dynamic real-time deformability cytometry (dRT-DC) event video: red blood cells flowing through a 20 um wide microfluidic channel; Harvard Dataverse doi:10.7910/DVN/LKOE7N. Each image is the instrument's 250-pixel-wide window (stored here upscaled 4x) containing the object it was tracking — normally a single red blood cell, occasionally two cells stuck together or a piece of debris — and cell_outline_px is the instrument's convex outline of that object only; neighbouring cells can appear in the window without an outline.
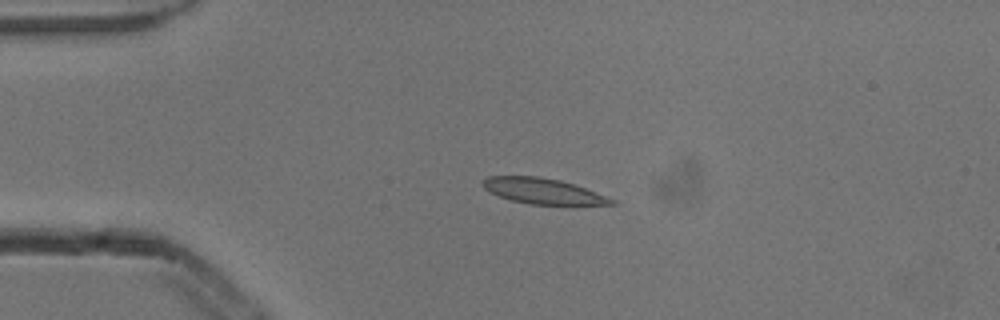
{"species": "common noctule bat (a hibernating species)", "species_latin": "Nyctalus noctula", "temperature_condition": "cold", "stored_images_in_passage": 5, "camera_frame_rate_fps": 3000, "um_per_image_px": 0.085, "animal": {"sex": "male", "body_mass_g": 13.3}, "frame": {"image": 1, "passage_image": 4, "time_ms": 1.0, "image_size_px": [1000, 320], "cell_outline_px": [[616, 204], [528, 204], [512, 200], [500, 196], [484, 188], [480, 184], [488, 176], [536, 176], [560, 180], [584, 188], [616, 200]], "centroid_in_image_um": [46.11, 16.23], "position_along_channel_um": 38.9, "area_um2": 18.73}}